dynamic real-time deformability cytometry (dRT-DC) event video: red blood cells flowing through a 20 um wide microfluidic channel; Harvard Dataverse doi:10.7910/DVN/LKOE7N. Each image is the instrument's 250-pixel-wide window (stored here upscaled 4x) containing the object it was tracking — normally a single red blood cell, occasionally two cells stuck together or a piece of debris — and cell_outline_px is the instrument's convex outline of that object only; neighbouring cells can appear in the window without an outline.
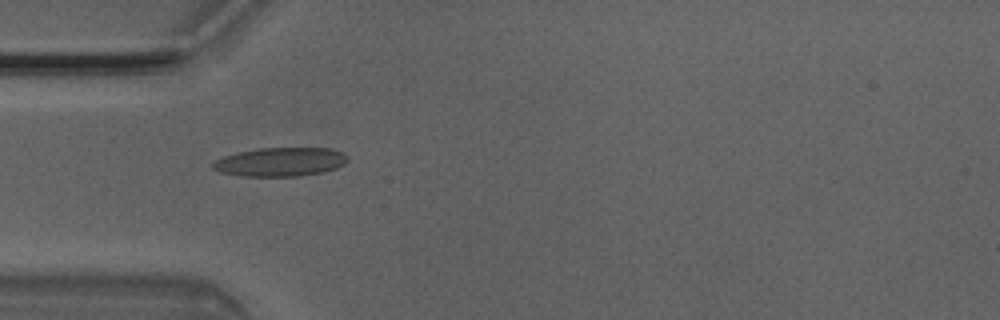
{"species": "Egyptian fruit bat (a non-hibernating species)", "species_latin": "Rousettus aegyptiacus", "temperature_condition": "room temperature", "stored_images_in_passage": 7, "camera_frame_rate_fps": 3000, "um_per_image_px": 0.085, "animal": {"sex": "male"}, "frame": {"image": 1, "passage_image": 4, "time_ms": 1.0, "image_size_px": [1000, 320], "cell_outline_px": [[348, 160], [344, 164], [336, 168], [324, 172], [300, 176], [240, 176], [220, 172], [212, 168], [212, 164], [216, 160], [224, 156], [240, 152], [260, 148], [332, 148], [344, 152], [348, 156]], "centroid_in_image_um": [23.88, 13.76], "position_along_channel_um": 61.1, "area_um2": 22.72}}